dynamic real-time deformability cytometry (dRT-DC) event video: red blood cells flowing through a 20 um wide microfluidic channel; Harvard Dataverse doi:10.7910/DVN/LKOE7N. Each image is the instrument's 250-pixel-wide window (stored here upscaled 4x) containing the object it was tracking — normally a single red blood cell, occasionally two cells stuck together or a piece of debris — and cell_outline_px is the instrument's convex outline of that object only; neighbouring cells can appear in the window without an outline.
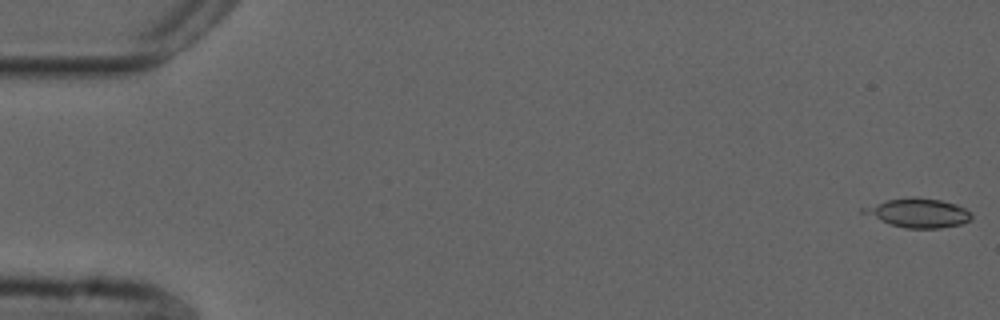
{"species": "common noctule bat (a hibernating species)", "species_latin": "Nyctalus noctula", "temperature_condition": "cold", "stored_images_in_passage": 11, "camera_frame_rate_fps": 3000, "um_per_image_px": 0.085, "animal": {"sex": "male", "forearm_length_mm": 52.5}, "frame": {"image": 1, "passage_image": 1, "time_ms": 0.0, "image_size_px": [1000, 320], "cell_outline_px": [[972, 220], [960, 224], [940, 228], [904, 228], [880, 220], [860, 212], [860, 208], [884, 200], [912, 196], [916, 196], [940, 200], [956, 204], [972, 212]], "centroid_in_image_um": [78.05, 18.08], "position_along_channel_um": 7.0, "area_um2": 18.44}}